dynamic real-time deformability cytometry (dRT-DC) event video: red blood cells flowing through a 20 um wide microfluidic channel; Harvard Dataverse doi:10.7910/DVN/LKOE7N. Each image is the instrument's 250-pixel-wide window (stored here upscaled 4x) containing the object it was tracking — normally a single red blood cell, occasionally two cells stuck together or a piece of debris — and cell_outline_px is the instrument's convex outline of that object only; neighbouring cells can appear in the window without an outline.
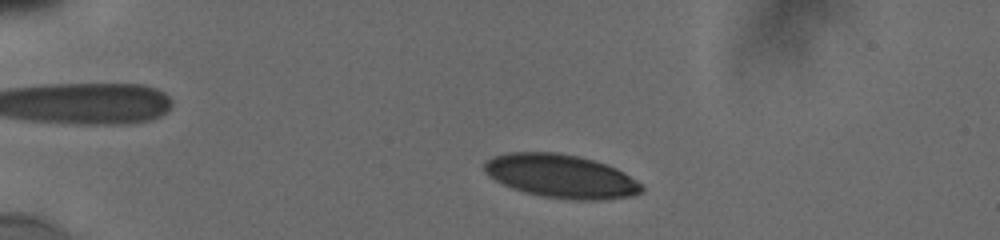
{"species": "human", "species_latin": "Homo sapiens", "temperature_condition": "cold", "stored_images_in_passage": 9, "camera_frame_rate_fps": 3000, "um_per_image_px": 0.085, "donor": {"sex": "male"}, "frame": {"image": 1, "passage_image": 2, "time_ms": 1.333, "image_size_px": [1000, 240], "cell_outline_px": [[644, 192], [628, 196], [596, 200], [576, 200], [544, 196], [524, 192], [512, 188], [488, 176], [484, 168], [484, 164], [488, 160], [496, 156], [512, 152], [556, 152], [576, 156], [592, 160], [616, 168], [636, 180], [644, 188]], "centroid_in_image_um": [47.69, 14.98], "position_along_channel_um": 37.3, "area_um2": 39.25}}
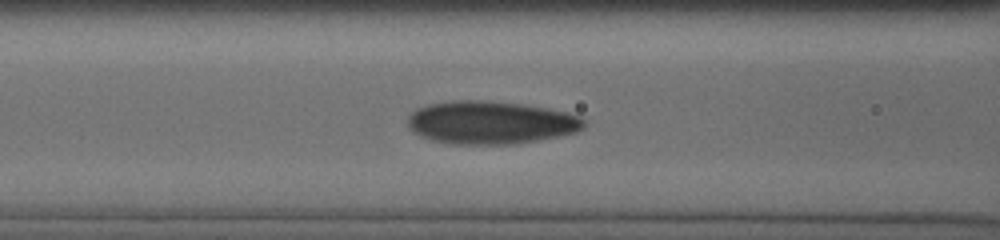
{"frame": {"image": 2, "passage_image": 8, "time_ms": 5.333, "image_size_px": [1000, 240], "cell_outline_px": [[584, 128], [576, 132], [536, 140], [512, 144], [452, 144], [432, 140], [420, 136], [408, 128], [408, 116], [412, 112], [428, 104], [452, 100], [480, 100], [520, 104], [544, 108], [564, 112], [576, 116], [584, 120]], "centroid_in_image_um": [41.64, 10.42], "position_along_channel_um": 125.0, "area_um2": 43.64}}